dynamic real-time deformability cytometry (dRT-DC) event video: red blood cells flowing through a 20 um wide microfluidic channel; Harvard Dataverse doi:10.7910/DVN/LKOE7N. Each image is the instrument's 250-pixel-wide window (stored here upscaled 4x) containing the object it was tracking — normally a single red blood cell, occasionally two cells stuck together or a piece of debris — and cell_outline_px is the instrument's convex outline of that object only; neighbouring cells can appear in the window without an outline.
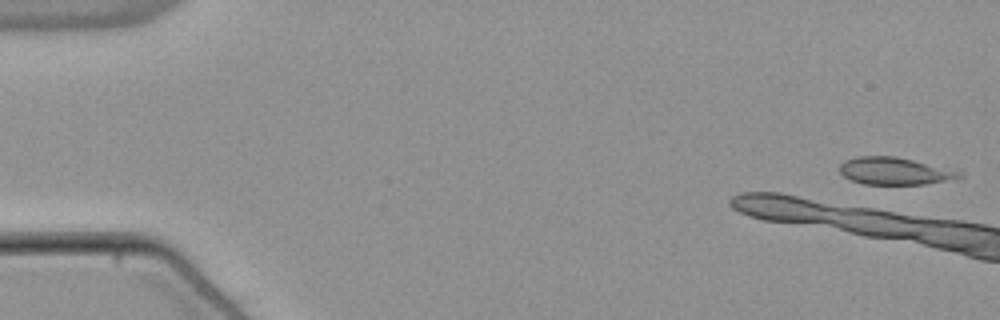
{"species": "common noctule bat (a hibernating species)", "species_latin": "Nyctalus noctula", "temperature_condition": "warm", "stored_images_in_passage": 4, "camera_frame_rate_fps": 3000, "um_per_image_px": 0.085, "animal": {"sex": "male", "body_mass_g": 21.5, "forearm_length_mm": 52.0}, "frame": {"image": 1, "passage_image": 1, "time_ms": 0.0, "image_size_px": [1000, 320], "cell_outline_px": [[964, 176], [960, 180], [924, 184], [864, 184], [852, 180], [844, 176], [840, 172], [840, 164], [844, 160], [856, 156], [896, 156], [960, 168], [964, 172]], "centroid_in_image_um": [76.26, 14.52], "position_along_channel_um": 8.7, "area_um2": 20.06}}